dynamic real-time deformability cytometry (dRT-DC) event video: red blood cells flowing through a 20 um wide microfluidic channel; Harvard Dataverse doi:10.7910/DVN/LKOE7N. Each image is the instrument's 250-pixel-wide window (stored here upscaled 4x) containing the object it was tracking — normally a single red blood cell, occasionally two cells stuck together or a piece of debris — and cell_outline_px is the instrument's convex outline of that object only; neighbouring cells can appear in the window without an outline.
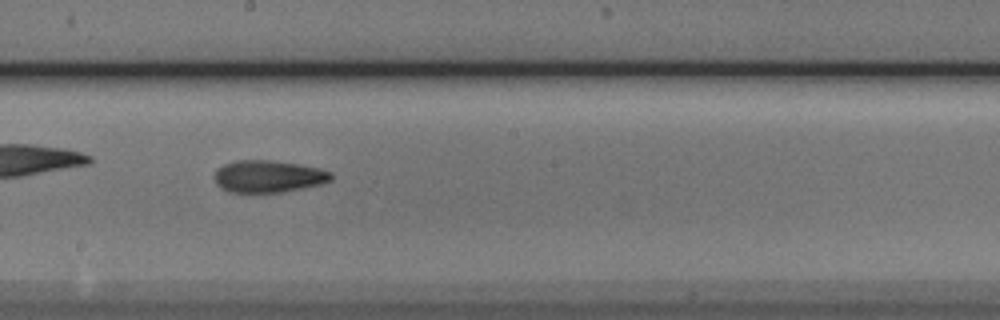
{"species": "Egyptian fruit bat (a non-hibernating species)", "species_latin": "Rousettus aegyptiacus", "temperature_condition": "cold", "stored_images_in_passage": 52, "camera_frame_rate_fps": 3000, "um_per_image_px": 0.085, "animal": {"sex": "male"}, "frame": {"image": 1, "passage_image": 30, "time_ms": 9.667, "image_size_px": [1000, 320], "cell_outline_px": [[332, 180], [320, 184], [280, 192], [228, 192], [220, 188], [216, 184], [216, 168], [224, 164], [236, 160], [268, 160], [296, 164], [320, 168], [332, 172]], "centroid_in_image_um": [22.79, 14.99], "position_along_channel_um": 225.4, "area_um2": 21.68}}